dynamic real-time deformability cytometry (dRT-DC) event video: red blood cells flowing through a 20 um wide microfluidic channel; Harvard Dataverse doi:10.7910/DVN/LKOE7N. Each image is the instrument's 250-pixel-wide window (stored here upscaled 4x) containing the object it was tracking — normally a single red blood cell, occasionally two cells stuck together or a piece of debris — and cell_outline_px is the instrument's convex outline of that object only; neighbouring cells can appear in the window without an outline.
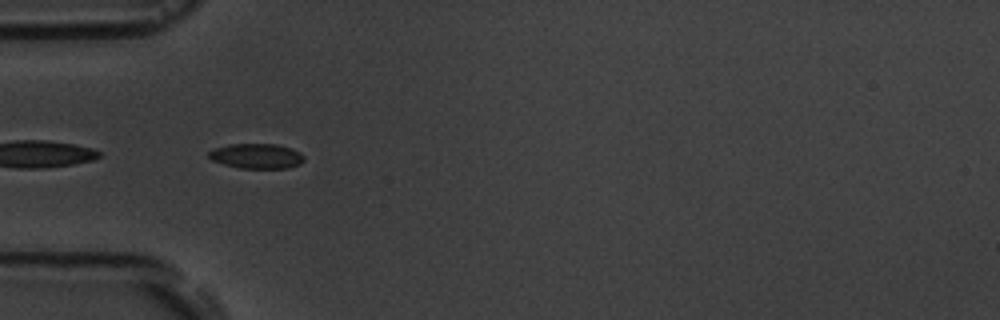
{"species": "common noctule bat (a hibernating species)", "species_latin": "Nyctalus noctula", "temperature_condition": "room temperature", "stored_images_in_passage": 7, "segment_of_instrument_passage": [2, 2], "camera_frame_rate_fps": 3000, "um_per_image_px": 0.085, "animal": {"sex": "male", "body_mass_g": 19.5, "forearm_length_mm": 54.6}, "frame": {"image": 1, "passage_image": 6, "time_ms": 5.667, "image_size_px": [1000, 320], "cell_outline_px": [[304, 160], [300, 164], [288, 168], [240, 168], [224, 164], [212, 160], [208, 156], [208, 152], [212, 148], [228, 144], [276, 144], [292, 148], [300, 152], [304, 156]], "centroid_in_image_um": [21.8, 13.25], "position_along_channel_um": 63.2, "area_um2": 13.99}}